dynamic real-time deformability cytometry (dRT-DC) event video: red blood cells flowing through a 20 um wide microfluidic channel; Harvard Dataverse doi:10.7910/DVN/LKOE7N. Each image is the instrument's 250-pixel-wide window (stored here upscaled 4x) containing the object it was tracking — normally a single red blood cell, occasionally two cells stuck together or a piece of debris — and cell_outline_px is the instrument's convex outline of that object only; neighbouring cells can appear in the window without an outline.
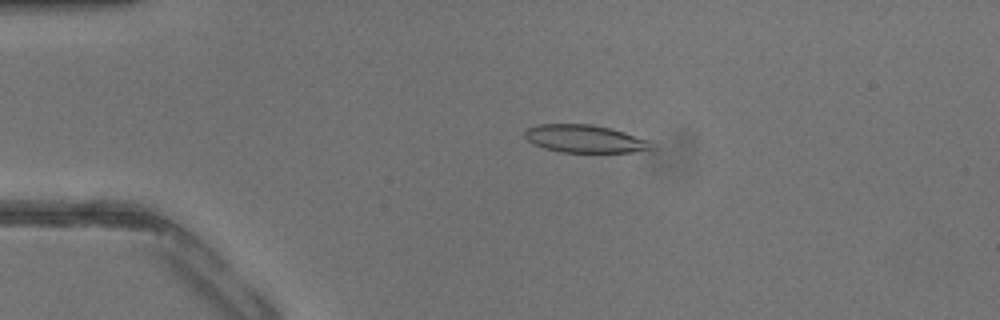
{"species": "common noctule bat (a hibernating species)", "species_latin": "Nyctalus noctula", "temperature_condition": "warm", "stored_images_in_passage": 41, "camera_frame_rate_fps": 3000, "um_per_image_px": 0.085, "animal": {"sex": "male", "body_mass_g": 13.3}, "frame": {"image": 1, "passage_image": 9, "time_ms": 2.667, "image_size_px": [1000, 320], "cell_outline_px": [[656, 148], [632, 152], [560, 152], [544, 148], [532, 144], [524, 136], [524, 132], [528, 128], [536, 124], [592, 124], [624, 132], [652, 140], [656, 144]], "centroid_in_image_um": [49.75, 11.8], "position_along_channel_um": 35.2, "area_um2": 20.75}}
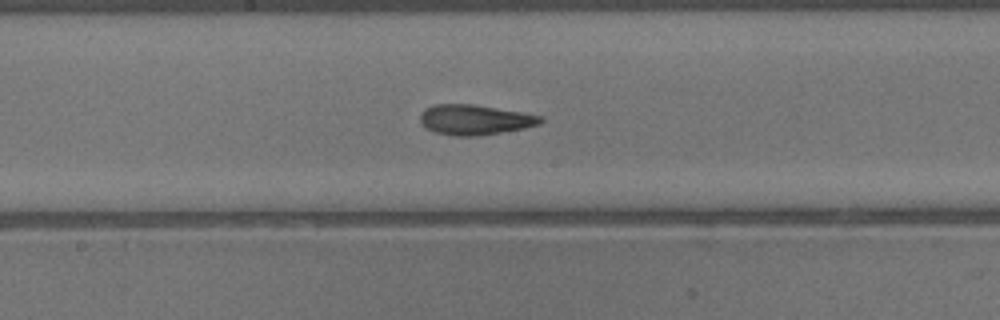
{"frame": {"image": 2, "passage_image": 22, "time_ms": 7.0, "image_size_px": [1000, 320], "cell_outline_px": [[544, 120], [540, 124], [524, 128], [480, 136], [452, 136], [432, 132], [420, 124], [420, 112], [424, 108], [436, 104], [476, 104], [524, 112], [540, 116]], "centroid_in_image_um": [40.32, 10.18], "position_along_channel_um": 207.9, "area_um2": 21.56}}
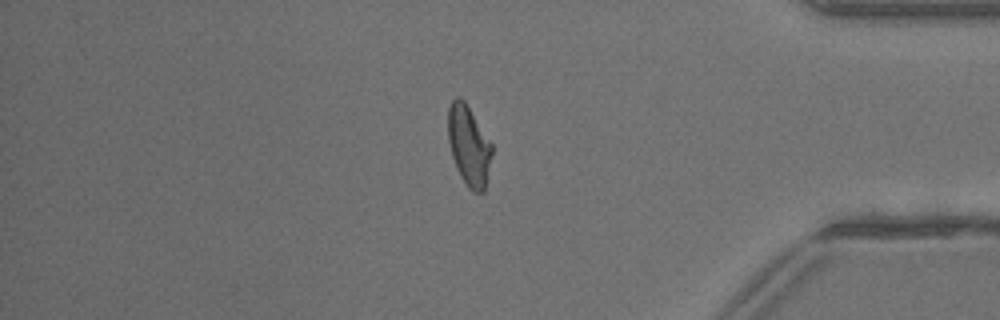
{"frame": {"image": 3, "passage_image": 35, "time_ms": 11.333, "image_size_px": [1000, 320], "cell_outline_px": [[492, 152], [484, 192], [472, 192], [468, 188], [460, 176], [456, 168], [452, 156], [448, 140], [448, 108], [452, 100], [456, 96], [460, 96], [464, 100], [492, 144]], "centroid_in_image_um": [39.83, 12.38], "position_along_channel_um": 395.4, "area_um2": 20.4}}